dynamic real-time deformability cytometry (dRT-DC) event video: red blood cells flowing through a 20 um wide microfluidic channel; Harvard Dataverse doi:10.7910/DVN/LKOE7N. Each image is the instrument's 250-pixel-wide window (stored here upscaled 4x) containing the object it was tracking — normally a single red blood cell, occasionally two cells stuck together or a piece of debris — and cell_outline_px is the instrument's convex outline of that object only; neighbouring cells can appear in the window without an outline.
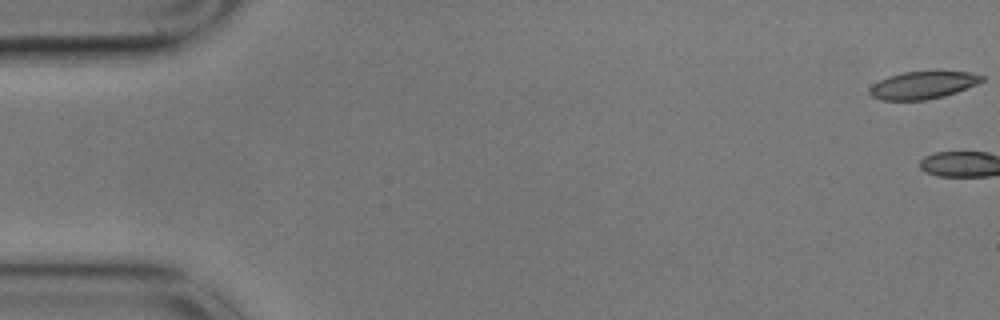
{"species": "common noctule bat (a hibernating species)", "species_latin": "Nyctalus noctula", "temperature_condition": "cold", "stored_images_in_passage": 3, "camera_frame_rate_fps": 3000, "um_per_image_px": 0.085, "animal": {"sex": "male", "body_mass_g": 17.9}, "frame": {"image": 1, "passage_image": 1, "time_ms": 0.0, "image_size_px": [1000, 320], "cell_outline_px": [[984, 80], [976, 84], [956, 92], [944, 96], [928, 100], [880, 100], [872, 96], [868, 92], [868, 88], [872, 84], [888, 76], [904, 72], [968, 72], [984, 76]], "centroid_in_image_um": [78.4, 7.25], "position_along_channel_um": 6.6, "area_um2": 17.86}}